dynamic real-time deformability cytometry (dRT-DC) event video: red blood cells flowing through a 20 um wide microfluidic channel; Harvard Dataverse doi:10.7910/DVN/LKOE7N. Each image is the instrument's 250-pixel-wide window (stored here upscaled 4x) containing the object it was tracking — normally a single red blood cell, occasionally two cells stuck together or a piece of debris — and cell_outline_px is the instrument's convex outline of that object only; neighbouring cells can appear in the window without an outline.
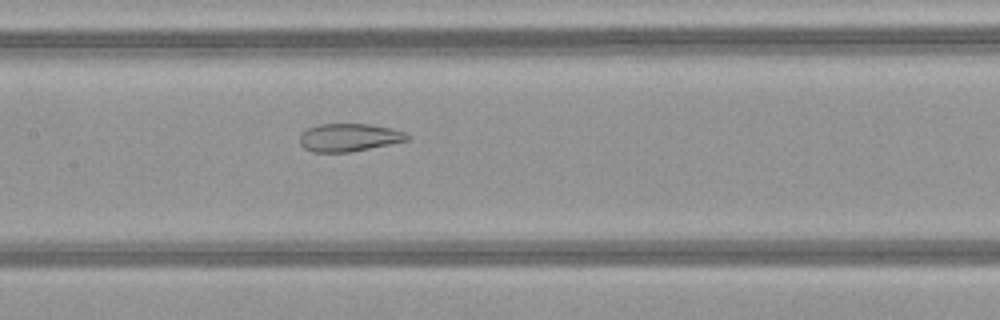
{"species": "common noctule bat (a hibernating species)", "species_latin": "Nyctalus noctula", "temperature_condition": "warm", "stored_images_in_passage": 39, "camera_frame_rate_fps": 3000, "um_per_image_px": 0.085, "animal": {"sex": "female", "body_mass_g": 21.9}, "frame": {"image": 1, "passage_image": 14, "time_ms": 4.333, "image_size_px": [1000, 320], "cell_outline_px": [[408, 140], [348, 152], [312, 152], [304, 148], [300, 144], [300, 132], [308, 128], [320, 124], [372, 124], [392, 128], [404, 132], [408, 136]], "centroid_in_image_um": [29.62, 11.67], "position_along_channel_um": 177.8, "area_um2": 17.34}}
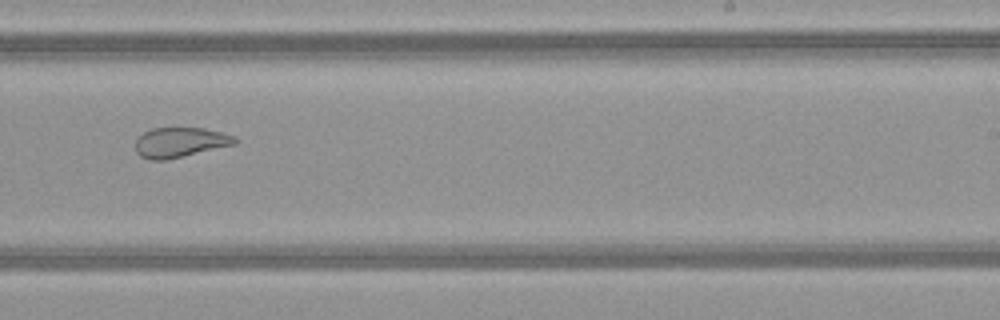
{"frame": {"image": 2, "passage_image": 21, "time_ms": 6.667, "image_size_px": [1000, 320], "cell_outline_px": [[236, 144], [168, 160], [148, 160], [140, 156], [136, 152], [136, 140], [144, 132], [152, 128], [204, 128], [236, 136]], "centroid_in_image_um": [15.3, 12.11], "position_along_channel_um": 273.7, "area_um2": 17.4}}
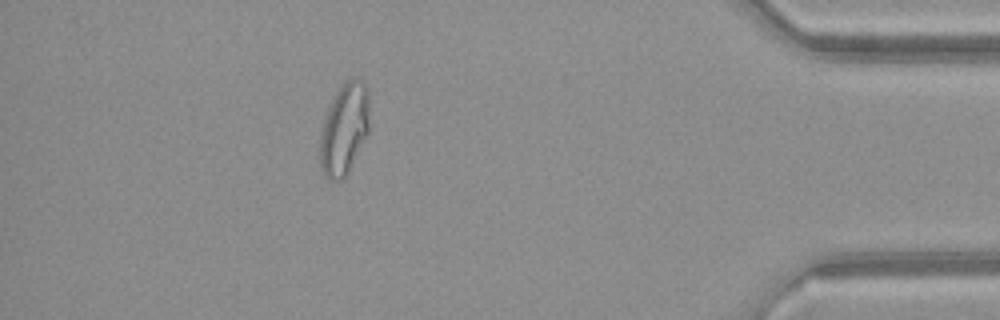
{"frame": {"image": 3, "passage_image": 34, "time_ms": 11.0, "image_size_px": [1000, 320], "cell_outline_px": [[368, 132], [348, 172], [340, 180], [328, 180], [324, 176], [320, 168], [320, 132], [328, 104], [332, 96], [340, 84], [344, 80], [352, 76], [360, 76], [364, 80], [368, 88]], "centroid_in_image_um": [29.24, 10.87], "position_along_channel_um": 406.0, "area_um2": 26.99}, "authors_computed_cell_mechanics": {"area_um2": 21.5594, "velocity_mm_per_s": 4.1295, "shape_relaxation_time_tau1_ms": null, "shape_relaxation_time_tau2_ms": 1.5151, "deformation_change_tau1": null, "deformation_change_tau2": 0.0812}}